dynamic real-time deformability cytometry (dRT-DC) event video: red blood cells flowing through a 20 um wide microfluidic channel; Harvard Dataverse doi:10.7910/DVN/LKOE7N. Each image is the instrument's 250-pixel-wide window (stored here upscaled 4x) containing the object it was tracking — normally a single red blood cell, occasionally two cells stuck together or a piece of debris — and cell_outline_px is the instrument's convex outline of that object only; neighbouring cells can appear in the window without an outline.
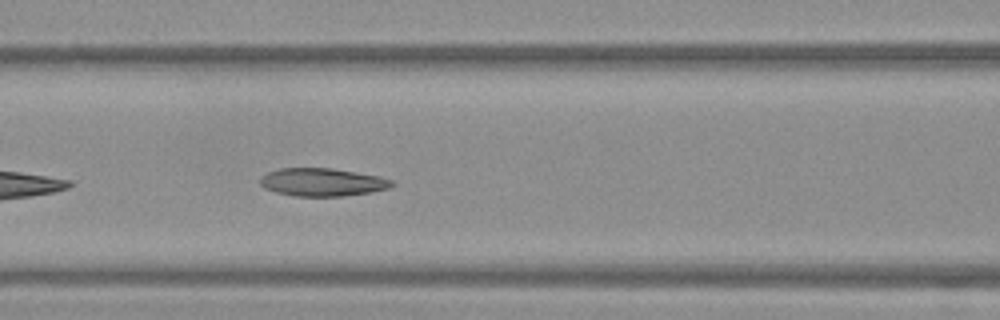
{"species": "Egyptian fruit bat (a non-hibernating species)", "species_latin": "Rousettus aegyptiacus", "temperature_condition": "warm", "stored_images_in_passage": 25, "camera_frame_rate_fps": 3000, "um_per_image_px": 0.085, "frame": {"image": 1, "passage_image": 8, "time_ms": 2.333, "image_size_px": [1000, 320], "cell_outline_px": [[396, 184], [388, 188], [372, 192], [344, 196], [296, 196], [276, 192], [264, 188], [260, 184], [260, 180], [268, 172], [280, 168], [332, 168], [380, 176], [392, 180]], "centroid_in_image_um": [27.43, 15.48], "position_along_channel_um": 139.2, "area_um2": 21.44}}
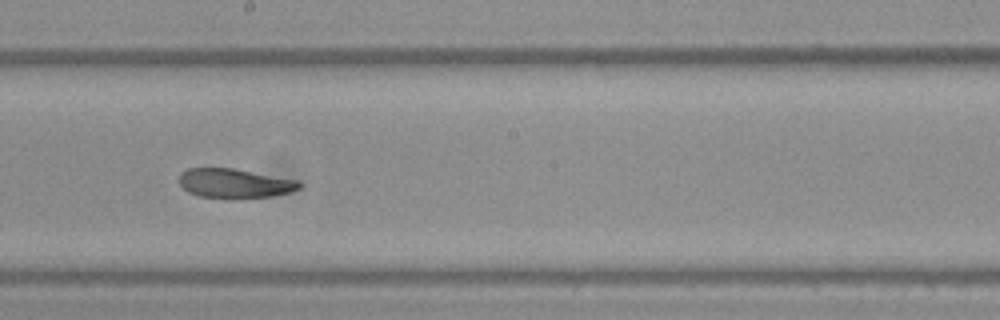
{"frame": {"image": 2, "passage_image": 15, "time_ms": 4.667, "image_size_px": [1000, 320], "cell_outline_px": [[304, 184], [300, 188], [292, 192], [272, 196], [232, 200], [200, 196], [188, 192], [180, 184], [180, 172], [188, 168], [232, 168], [300, 180]], "centroid_in_image_um": [20.0, 15.6], "position_along_channel_um": 228.2, "area_um2": 21.1}}
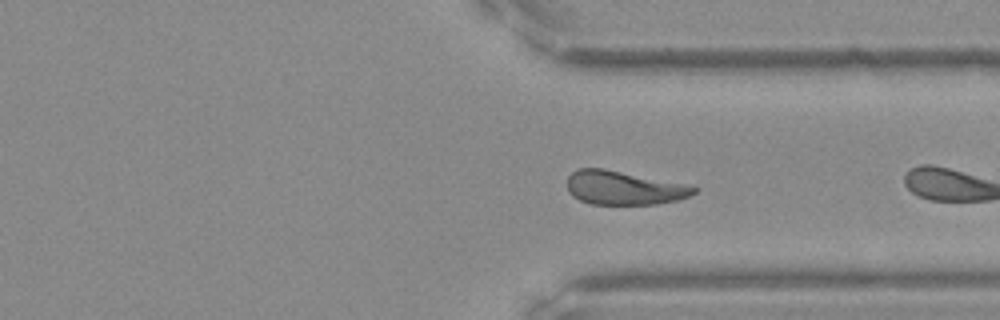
{"frame": {"image": 3, "passage_image": 23, "time_ms": 7.333, "image_size_px": [1000, 320], "cell_outline_px": [[696, 192], [680, 200], [656, 204], [592, 204], [580, 200], [572, 196], [568, 192], [568, 176], [572, 172], [580, 168], [604, 168], [680, 184], [696, 188]], "centroid_in_image_um": [52.95, 15.98], "position_along_channel_um": 358.4, "area_um2": 24.45}}